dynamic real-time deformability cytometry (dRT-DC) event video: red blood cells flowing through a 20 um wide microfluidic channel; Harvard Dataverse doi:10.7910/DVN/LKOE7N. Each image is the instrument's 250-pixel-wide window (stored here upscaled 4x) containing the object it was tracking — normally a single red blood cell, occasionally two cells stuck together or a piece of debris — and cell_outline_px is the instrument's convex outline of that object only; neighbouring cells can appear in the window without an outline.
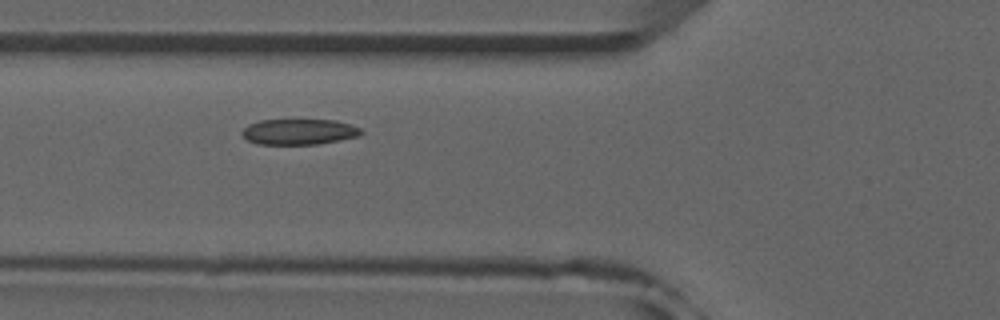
{"species": "common noctule bat (a hibernating species)", "species_latin": "Nyctalus noctula", "temperature_condition": "room temperature", "stored_images_in_passage": 47, "camera_frame_rate_fps": 3000, "um_per_image_px": 0.085, "animal": {"sex": "male", "forearm_length_mm": 52.5}, "frame": {"image": 1, "passage_image": 14, "time_ms": 4.333, "image_size_px": [1000, 320], "cell_outline_px": [[364, 132], [360, 136], [340, 140], [316, 144], [256, 144], [248, 140], [240, 132], [248, 124], [260, 120], [336, 120], [352, 124], [360, 128]], "centroid_in_image_um": [25.44, 11.2], "position_along_channel_um": 100.4, "area_um2": 17.92}, "authors_computed_cell_mechanics": {"area_um2": 18.5538, "velocity_mm_per_s": 3.8595, "shape_relaxation_time_tau1_ms": 3.529, "shape_relaxation_time_tau2_ms": 3.6088, "deformation_change_tau1": 0.0873, "deformation_change_tau2": 0.0823}}